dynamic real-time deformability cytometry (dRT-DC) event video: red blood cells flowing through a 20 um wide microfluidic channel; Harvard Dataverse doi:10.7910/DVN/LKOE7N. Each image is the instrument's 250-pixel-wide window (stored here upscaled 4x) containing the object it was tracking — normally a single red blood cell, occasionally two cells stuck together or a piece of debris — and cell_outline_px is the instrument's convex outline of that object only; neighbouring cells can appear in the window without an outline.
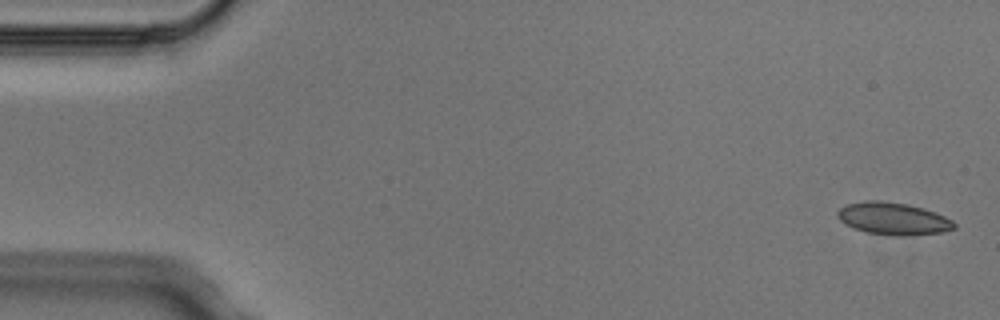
{"species": "Egyptian fruit bat (a non-hibernating species)", "species_latin": "Rousettus aegyptiacus", "temperature_condition": "cold", "stored_images_in_passage": 8, "camera_frame_rate_fps": 3000, "um_per_image_px": 0.085, "animal": {"sex": "male"}, "frame": {"image": 1, "passage_image": 1, "time_ms": 0.0, "image_size_px": [1000, 320], "cell_outline_px": [[956, 228], [944, 232], [900, 236], [892, 236], [868, 232], [852, 228], [844, 224], [836, 216], [836, 212], [840, 208], [848, 204], [864, 200], [880, 200], [908, 204], [924, 208], [944, 216], [952, 220], [956, 224]], "centroid_in_image_um": [75.9, 18.58], "position_along_channel_um": 9.1, "area_um2": 22.14}}
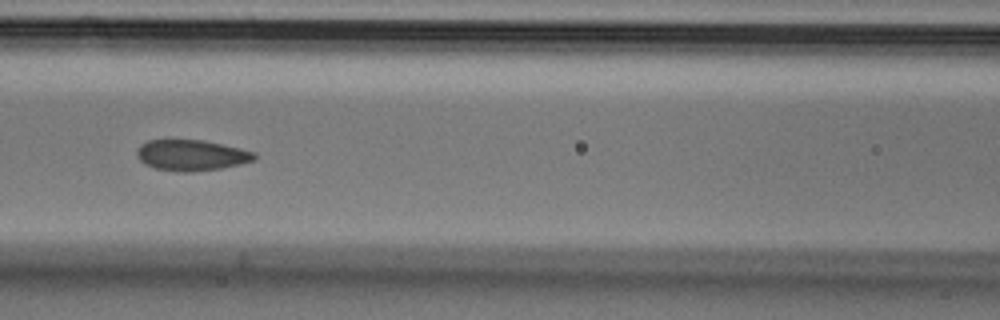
{"frame": {"image": 2, "passage_image": 7, "time_ms": 2.0, "image_size_px": [1000, 320], "cell_outline_px": [[256, 160], [240, 164], [220, 168], [192, 172], [180, 172], [156, 168], [144, 164], [136, 156], [136, 148], [140, 144], [148, 140], [204, 140], [240, 148], [256, 152]], "centroid_in_image_um": [16.26, 13.19], "position_along_channel_um": 150.3, "area_um2": 21.27}}
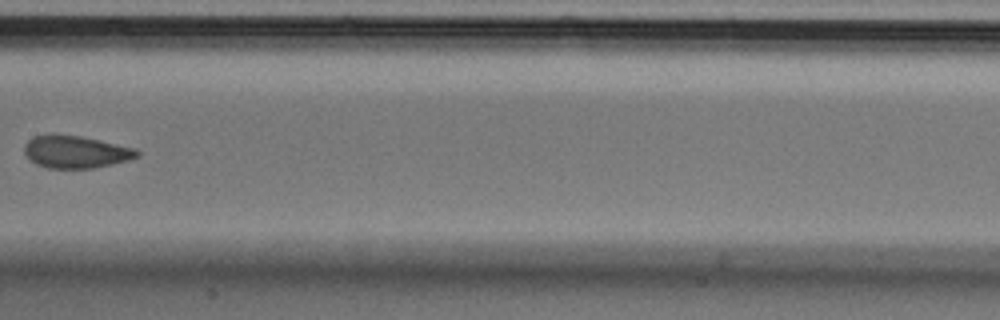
{"frame": {"image": 3, "passage_image": 8, "time_ms": 2.333, "image_size_px": [1000, 320], "cell_outline_px": [[140, 156], [128, 160], [112, 164], [92, 168], [48, 168], [36, 164], [24, 152], [24, 144], [32, 136], [52, 132], [80, 136], [136, 148], [140, 152]], "centroid_in_image_um": [6.42, 12.88], "position_along_channel_um": 201.0, "area_um2": 21.56}}